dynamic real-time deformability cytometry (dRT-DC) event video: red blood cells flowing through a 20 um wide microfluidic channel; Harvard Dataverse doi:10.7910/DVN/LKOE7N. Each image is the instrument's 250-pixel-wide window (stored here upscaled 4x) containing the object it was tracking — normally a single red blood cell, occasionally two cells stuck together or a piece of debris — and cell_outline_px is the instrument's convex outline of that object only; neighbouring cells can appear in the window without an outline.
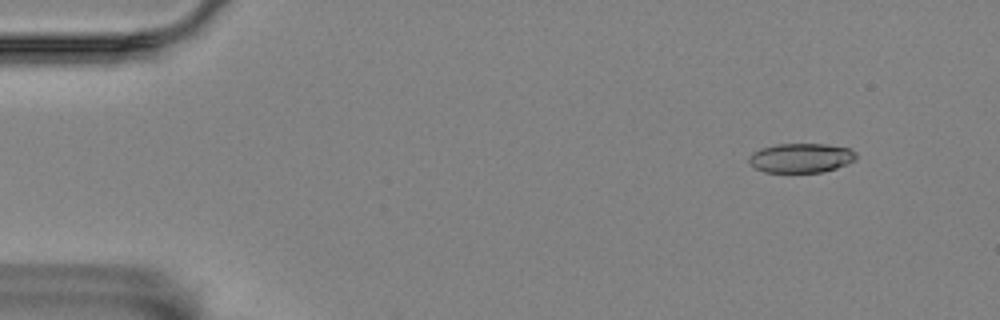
{"species": "Egyptian fruit bat (a non-hibernating species)", "species_latin": "Rousettus aegyptiacus", "temperature_condition": "room temperature", "stored_images_in_passage": 5, "camera_frame_rate_fps": 3000, "um_per_image_px": 0.085, "animal": {"sex": "female"}, "frame": {"image": 1, "passage_image": 1, "time_ms": 0.0, "image_size_px": [1000, 320], "cell_outline_px": [[856, 160], [848, 164], [824, 172], [764, 172], [756, 168], [748, 160], [748, 156], [752, 152], [760, 148], [776, 144], [828, 144], [848, 148], [856, 152]], "centroid_in_image_um": [68.1, 13.42], "position_along_channel_um": 16.9, "area_um2": 18.5}}
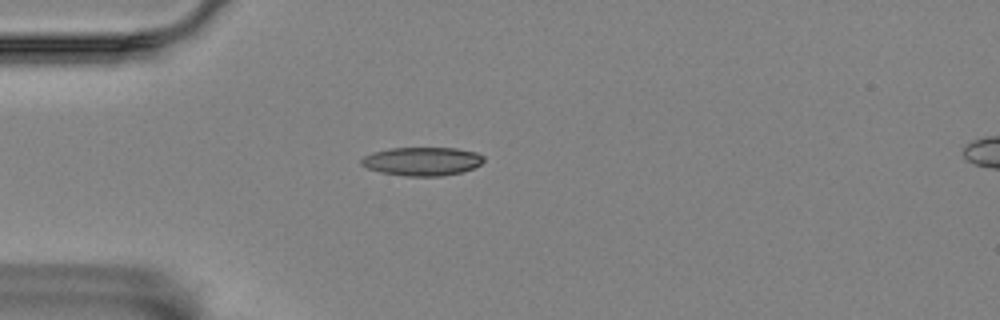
{"frame": {"image": 2, "passage_image": 4, "time_ms": 1.0, "image_size_px": [1000, 320], "cell_outline_px": [[484, 160], [480, 164], [472, 168], [460, 172], [440, 176], [404, 176], [380, 172], [368, 168], [360, 164], [360, 160], [364, 156], [372, 152], [392, 148], [456, 148], [476, 152], [484, 156]], "centroid_in_image_um": [35.86, 13.71], "position_along_channel_um": 49.1, "area_um2": 20.29}}